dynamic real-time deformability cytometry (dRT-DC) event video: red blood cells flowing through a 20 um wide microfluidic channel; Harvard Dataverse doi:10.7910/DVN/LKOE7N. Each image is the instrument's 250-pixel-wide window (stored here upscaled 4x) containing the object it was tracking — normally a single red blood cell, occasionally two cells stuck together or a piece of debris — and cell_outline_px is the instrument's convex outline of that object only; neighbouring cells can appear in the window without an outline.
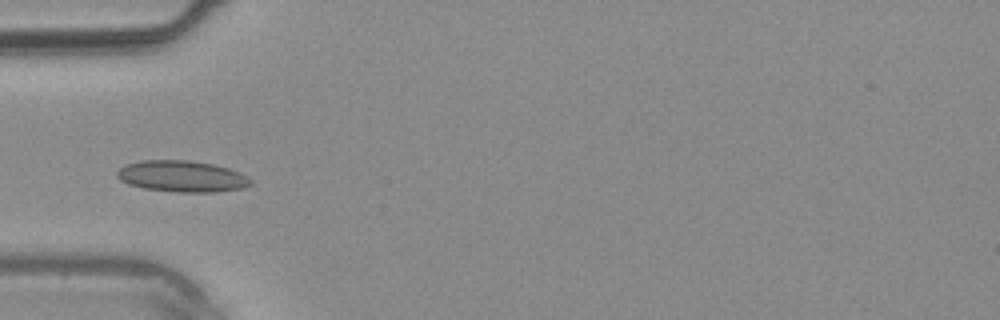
{"species": "common noctule bat (a hibernating species)", "species_latin": "Nyctalus noctula", "temperature_condition": "warm", "stored_images_in_passage": 39, "camera_frame_rate_fps": 3000, "um_per_image_px": 0.085, "animal": {"sex": "male", "body_mass_g": 20.4}, "frame": {"image": 1, "passage_image": 12, "time_ms": 3.667, "image_size_px": [1000, 320], "cell_outline_px": [[252, 184], [240, 188], [216, 192], [180, 192], [144, 188], [128, 184], [120, 180], [116, 176], [116, 172], [124, 164], [140, 160], [192, 160], [212, 164], [228, 168], [240, 172], [248, 176], [252, 180]], "centroid_in_image_um": [15.45, 14.97], "position_along_channel_um": 69.6, "area_um2": 24.51}}